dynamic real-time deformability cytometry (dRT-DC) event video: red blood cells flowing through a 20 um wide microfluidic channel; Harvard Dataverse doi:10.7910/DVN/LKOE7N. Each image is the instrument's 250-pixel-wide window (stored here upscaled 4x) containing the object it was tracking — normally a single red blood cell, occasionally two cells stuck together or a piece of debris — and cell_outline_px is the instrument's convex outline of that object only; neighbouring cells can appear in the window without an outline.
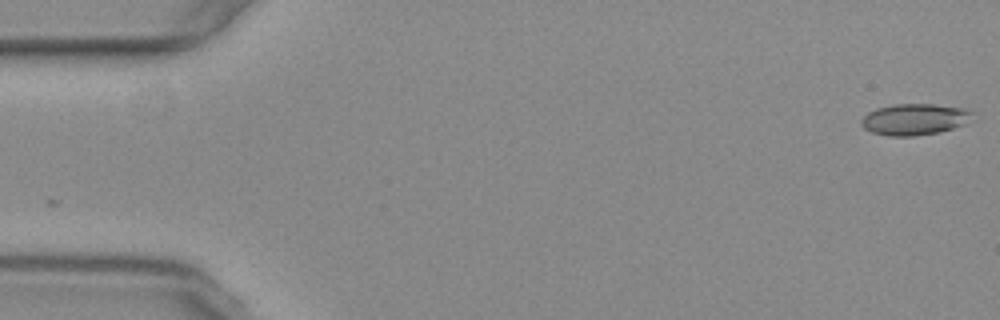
{"species": "common noctule bat (a hibernating species)", "species_latin": "Nyctalus noctula", "temperature_condition": "warm", "stored_images_in_passage": 55, "camera_frame_rate_fps": 3000, "um_per_image_px": 0.085, "animal": {"sex": "female", "body_mass_g": 29.2, "forearm_length_mm": 56.3}, "frame": {"image": 1, "passage_image": 1, "time_ms": 0.0, "image_size_px": [1000, 320], "cell_outline_px": [[972, 112], [964, 124], [940, 132], [912, 136], [888, 136], [872, 132], [864, 128], [860, 124], [860, 120], [868, 112], [876, 108], [896, 104], [936, 104], [964, 108]], "centroid_in_image_um": [77.67, 10.14], "position_along_channel_um": 7.3, "area_um2": 20.11}}
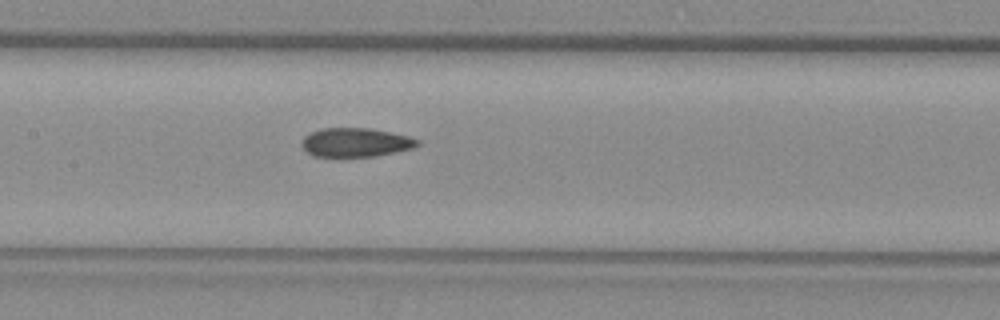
{"frame": {"image": 2, "passage_image": 26, "time_ms": 8.333, "image_size_px": [1000, 320], "cell_outline_px": [[420, 144], [412, 148], [396, 152], [376, 156], [312, 156], [300, 144], [304, 136], [320, 128], [368, 128], [408, 136], [420, 140]], "centroid_in_image_um": [30.22, 12.1], "position_along_channel_um": 177.2, "area_um2": 19.36}}
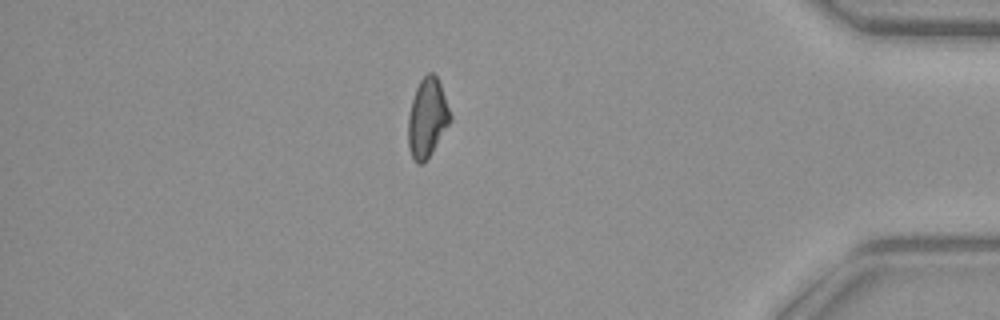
{"frame": {"image": 3, "passage_image": 47, "time_ms": 15.333, "image_size_px": [1000, 320], "cell_outline_px": [[452, 120], [432, 152], [420, 164], [416, 164], [408, 148], [408, 116], [412, 100], [416, 88], [420, 80], [428, 72], [432, 72], [436, 76], [440, 84], [452, 116]], "centroid_in_image_um": [36.32, 10.02], "position_along_channel_um": 398.9, "area_um2": 19.25}, "authors_computed_cell_mechanics": {"area_um2": 19.8832, "velocity_mm_per_s": 3.7619, "shape_relaxation_time_tau1_ms": null, "shape_relaxation_time_tau2_ms": 3.2127, "deformation_change_tau1": null, "deformation_change_tau2": 0.0843}}